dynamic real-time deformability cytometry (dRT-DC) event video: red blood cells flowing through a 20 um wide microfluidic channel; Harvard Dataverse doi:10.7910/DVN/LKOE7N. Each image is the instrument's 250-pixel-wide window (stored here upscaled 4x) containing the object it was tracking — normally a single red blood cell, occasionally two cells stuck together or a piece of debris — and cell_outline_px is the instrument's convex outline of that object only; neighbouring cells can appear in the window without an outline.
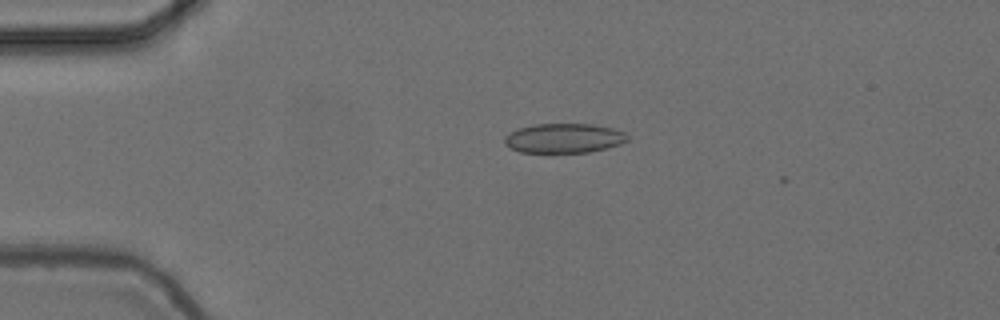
{"species": "common noctule bat (a hibernating species)", "species_latin": "Nyctalus noctula", "temperature_condition": "cold", "stored_images_in_passage": 4, "camera_frame_rate_fps": 3000, "um_per_image_px": 0.085, "animal": {"sex": "female", "body_mass_g": 24.6, "forearm_length_mm": 56.2}, "frame": {"image": 1, "passage_image": 1, "time_ms": 0.0, "image_size_px": [1000, 320], "cell_outline_px": [[628, 140], [620, 144], [588, 152], [520, 152], [508, 148], [504, 144], [504, 136], [508, 132], [532, 124], [592, 124], [612, 128], [624, 132], [628, 136]], "centroid_in_image_um": [47.88, 11.74], "position_along_channel_um": 37.1, "area_um2": 21.15}}